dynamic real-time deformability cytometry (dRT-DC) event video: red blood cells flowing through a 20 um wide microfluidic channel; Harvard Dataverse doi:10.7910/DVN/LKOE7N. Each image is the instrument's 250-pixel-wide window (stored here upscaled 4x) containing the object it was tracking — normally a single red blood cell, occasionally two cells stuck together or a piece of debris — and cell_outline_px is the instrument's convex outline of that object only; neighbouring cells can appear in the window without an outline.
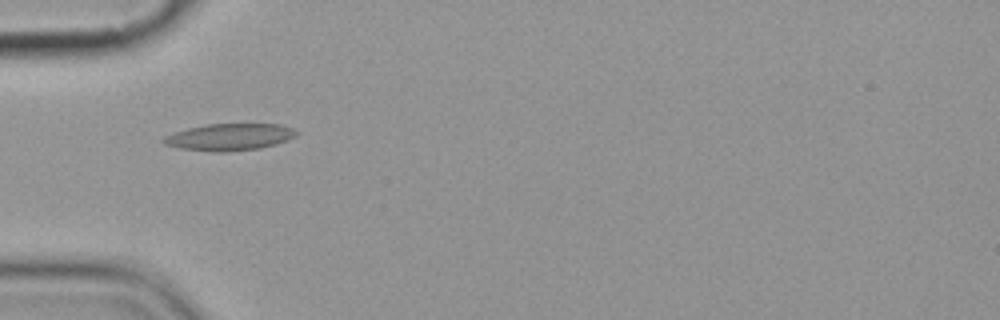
{"species": "common noctule bat (a hibernating species)", "species_latin": "Nyctalus noctula", "temperature_condition": "cold", "stored_images_in_passage": 7, "camera_frame_rate_fps": 3000, "um_per_image_px": 0.085, "animal": {"sex": "female", "body_mass_g": 19.9}, "frame": {"image": 1, "passage_image": 6, "time_ms": 6.667, "image_size_px": [1000, 320], "cell_outline_px": [[300, 132], [296, 136], [276, 144], [260, 148], [224, 152], [212, 152], [180, 148], [164, 144], [160, 140], [164, 136], [188, 128], [208, 124], [280, 124], [292, 128]], "centroid_in_image_um": [19.51, 11.65], "position_along_channel_um": 65.5, "area_um2": 20.81}}
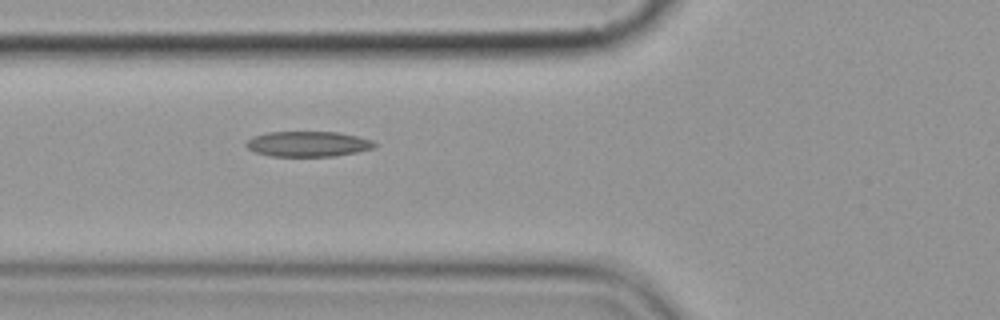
{"frame": {"image": 2, "passage_image": 7, "time_ms": 7.667, "image_size_px": [1000, 320], "cell_outline_px": [[376, 144], [372, 148], [356, 152], [336, 156], [272, 156], [256, 152], [248, 148], [244, 144], [252, 136], [268, 132], [340, 132], [372, 140]], "centroid_in_image_um": [26.16, 12.23], "position_along_channel_um": 99.6, "area_um2": 18.84}}